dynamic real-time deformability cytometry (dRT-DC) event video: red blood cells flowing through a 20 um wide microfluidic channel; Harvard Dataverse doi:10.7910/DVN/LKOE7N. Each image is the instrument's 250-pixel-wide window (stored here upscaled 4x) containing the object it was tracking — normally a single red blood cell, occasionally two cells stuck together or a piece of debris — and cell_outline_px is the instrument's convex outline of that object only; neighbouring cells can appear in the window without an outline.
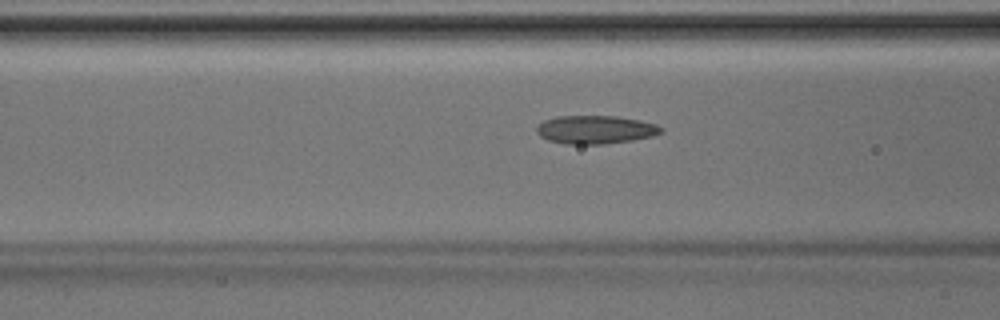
{"species": "Egyptian fruit bat (a non-hibernating species)", "species_latin": "Rousettus aegyptiacus", "temperature_condition": "room temperature", "stored_images_in_passage": 45, "camera_frame_rate_fps": 3000, "um_per_image_px": 0.085, "animal": {"sex": "male"}, "frame": {"image": 1, "passage_image": 18, "time_ms": 5.667, "image_size_px": [1000, 320], "cell_outline_px": [[664, 132], [652, 136], [632, 140], [604, 144], [564, 144], [548, 140], [540, 136], [536, 132], [536, 128], [544, 120], [556, 116], [616, 116], [640, 120], [656, 124], [664, 128]], "centroid_in_image_um": [50.62, 11.02], "position_along_channel_um": 116.0, "area_um2": 20.63}}
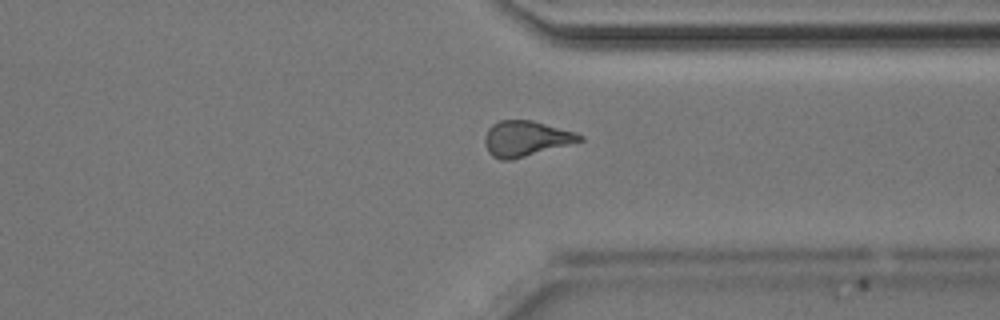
{"frame": {"image": 2, "passage_image": 35, "time_ms": 11.333, "image_size_px": [1000, 320], "cell_outline_px": [[584, 140], [524, 156], [508, 160], [500, 160], [492, 156], [488, 152], [484, 144], [484, 136], [488, 128], [492, 124], [500, 120], [532, 120], [576, 132], [584, 136]], "centroid_in_image_um": [44.66, 11.76], "position_along_channel_um": 366.7, "area_um2": 19.48}}
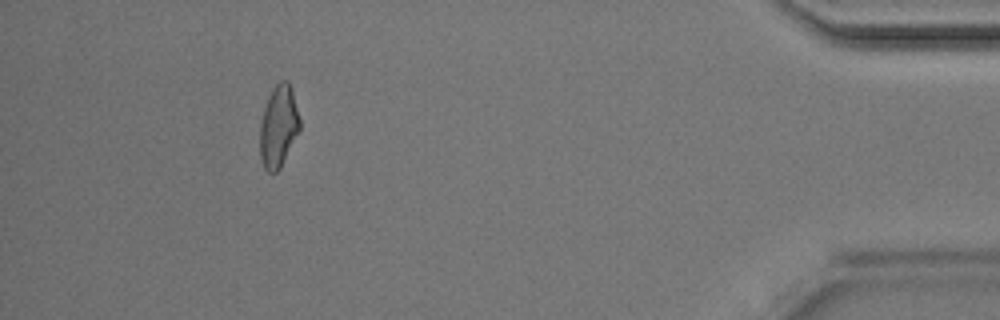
{"frame": {"image": 3, "passage_image": 42, "time_ms": 13.667, "image_size_px": [1000, 320], "cell_outline_px": [[300, 132], [280, 168], [276, 172], [268, 172], [264, 168], [260, 156], [260, 124], [264, 108], [268, 96], [272, 88], [280, 80], [288, 80], [292, 88], [300, 120]], "centroid_in_image_um": [23.68, 10.73], "position_along_channel_um": 411.5, "area_um2": 19.25}}